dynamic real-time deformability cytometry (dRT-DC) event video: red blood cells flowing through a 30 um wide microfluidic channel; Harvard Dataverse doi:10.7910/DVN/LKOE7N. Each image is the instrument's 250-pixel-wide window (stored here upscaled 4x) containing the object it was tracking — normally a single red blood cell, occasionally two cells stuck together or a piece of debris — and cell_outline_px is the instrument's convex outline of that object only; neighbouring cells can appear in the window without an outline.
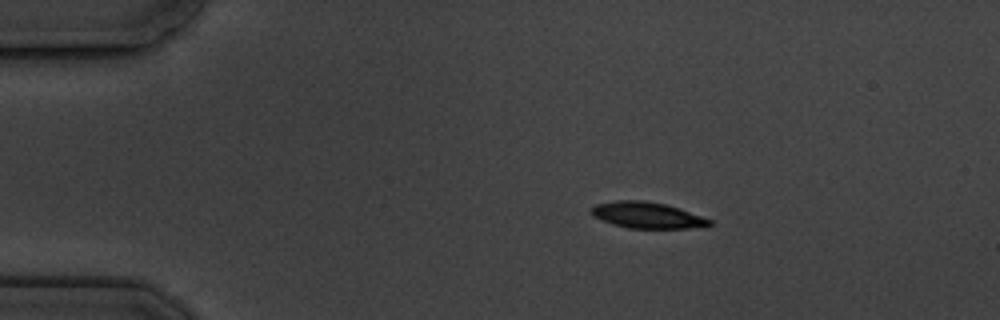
{"species": "common noctule bat (a hibernating species)", "species_latin": "Nyctalus noctula", "temperature_condition": "cold", "stored_images_in_passage": 5, "camera_frame_rate_fps": 3000, "um_per_image_px": 0.085, "animal": {"sex": "male", "body_mass_g": 19.5, "forearm_length_mm": 54.6}, "frame": {"image": 1, "passage_image": 3, "time_ms": 2.333, "image_size_px": [1000, 320], "cell_outline_px": [[712, 224], [688, 228], [628, 228], [612, 224], [600, 220], [592, 216], [592, 208], [596, 204], [616, 200], [644, 200], [664, 204], [680, 208], [712, 220]], "centroid_in_image_um": [54.97, 18.28], "position_along_channel_um": 30.0, "area_um2": 17.92}}